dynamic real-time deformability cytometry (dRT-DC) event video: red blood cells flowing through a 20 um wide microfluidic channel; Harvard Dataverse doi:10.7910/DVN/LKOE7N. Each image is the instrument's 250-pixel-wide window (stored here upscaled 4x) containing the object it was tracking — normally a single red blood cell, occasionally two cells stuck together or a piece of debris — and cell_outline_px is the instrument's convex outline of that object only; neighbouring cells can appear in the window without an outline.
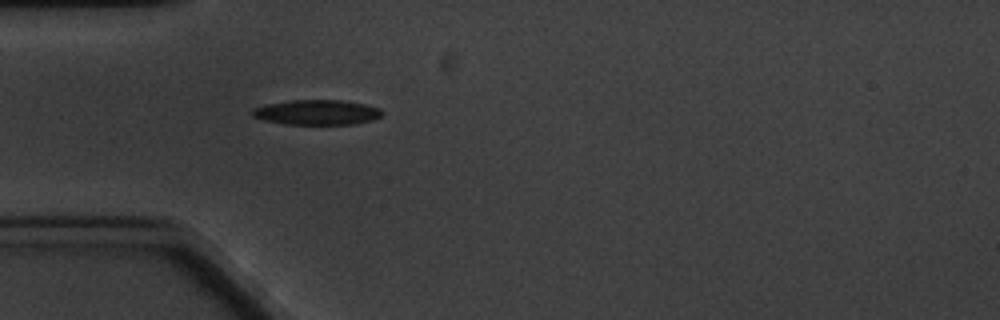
{"species": "common noctule bat (a hibernating species)", "species_latin": "Nyctalus noctula", "temperature_condition": "cold", "stored_images_in_passage": 1, "camera_frame_rate_fps": 3000, "um_per_image_px": 0.085, "animal": {"sex": "male", "body_mass_g": 20.1, "forearm_length_mm": 53.5}, "frame": {"image": 1, "passage_image": 1, "time_ms": 0.0, "image_size_px": [1000, 320], "cell_outline_px": [[384, 112], [380, 116], [372, 120], [356, 124], [284, 124], [264, 120], [252, 116], [252, 108], [264, 104], [292, 100], [340, 100], [364, 104], [380, 108]], "centroid_in_image_um": [26.92, 9.54], "position_along_channel_um": 58.1, "area_um2": 18.96}}